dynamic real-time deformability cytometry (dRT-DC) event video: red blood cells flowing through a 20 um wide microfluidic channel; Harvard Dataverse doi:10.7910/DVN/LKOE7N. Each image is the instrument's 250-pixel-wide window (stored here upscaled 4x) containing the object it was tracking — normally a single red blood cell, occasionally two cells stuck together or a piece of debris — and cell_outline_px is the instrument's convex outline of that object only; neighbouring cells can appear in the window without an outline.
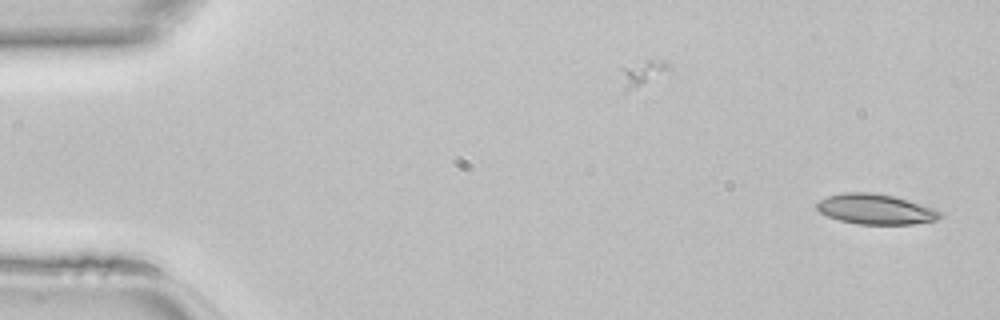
{"species": "common noctule bat (a hibernating species)", "species_latin": "Nyctalus noctula", "temperature_condition": "room temperature", "stored_images_in_passage": 8, "camera_frame_rate_fps": 3000, "um_per_image_px": 0.085, "animal": {"sex": "female", "body_mass_g": 22.7, "forearm_length_mm": 54.2}, "frame": {"image": 1, "passage_image": 1, "time_ms": 0.0, "image_size_px": [1000, 320], "cell_outline_px": [[944, 216], [936, 220], [912, 224], [856, 224], [840, 220], [828, 216], [820, 212], [816, 208], [816, 204], [820, 200], [828, 196], [844, 192], [872, 192], [892, 196], [908, 200], [936, 208]], "centroid_in_image_um": [74.44, 17.78], "position_along_channel_um": 10.6, "area_um2": 21.73}}